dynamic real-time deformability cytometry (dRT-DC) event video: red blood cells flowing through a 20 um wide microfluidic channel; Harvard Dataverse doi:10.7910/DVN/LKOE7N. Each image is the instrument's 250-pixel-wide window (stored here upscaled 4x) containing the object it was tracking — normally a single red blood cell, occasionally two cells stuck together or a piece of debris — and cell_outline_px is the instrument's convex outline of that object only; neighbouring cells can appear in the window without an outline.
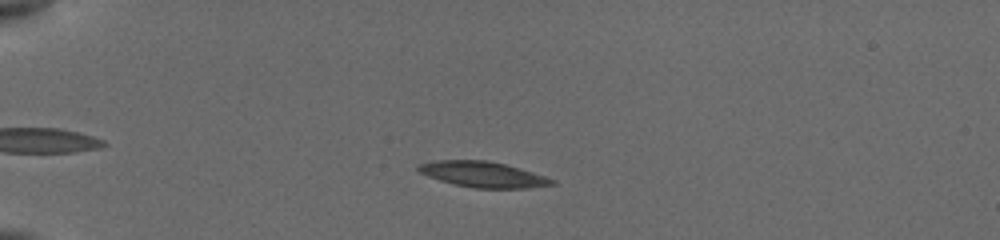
{"species": "common noctule bat (a hibernating species)", "species_latin": "Nyctalus noctula", "temperature_condition": "cold", "stored_images_in_passage": 8, "camera_frame_rate_fps": 3000, "um_per_image_px": 0.085, "animal": {"sex": "female", "body_mass_g": 19.5, "forearm_length_mm": 54.1}, "frame": {"image": 1, "passage_image": 4, "time_ms": 2.333, "image_size_px": [1000, 240], "cell_outline_px": [[556, 184], [528, 188], [476, 188], [456, 184], [440, 180], [428, 176], [420, 172], [416, 168], [416, 164], [436, 160], [484, 160], [504, 164], [520, 168], [556, 180]], "centroid_in_image_um": [41.04, 14.82], "position_along_channel_um": 44.0, "area_um2": 19.83}}
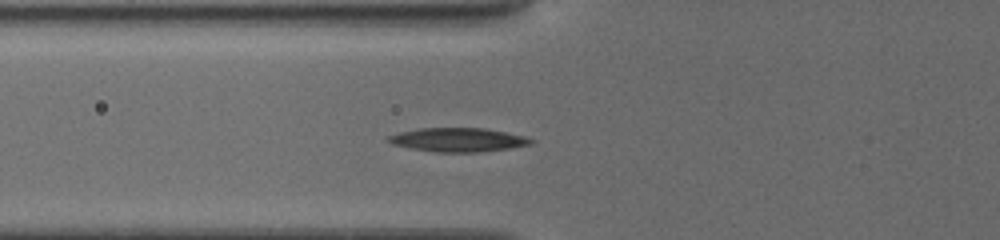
{"frame": {"image": 2, "passage_image": 8, "time_ms": 4.667, "image_size_px": [1000, 240], "cell_outline_px": [[536, 140], [532, 144], [512, 148], [480, 152], [436, 152], [412, 148], [392, 144], [384, 140], [388, 136], [400, 132], [420, 128], [484, 128], [524, 136]], "centroid_in_image_um": [38.94, 11.88], "position_along_channel_um": 86.9, "area_um2": 19.83}}